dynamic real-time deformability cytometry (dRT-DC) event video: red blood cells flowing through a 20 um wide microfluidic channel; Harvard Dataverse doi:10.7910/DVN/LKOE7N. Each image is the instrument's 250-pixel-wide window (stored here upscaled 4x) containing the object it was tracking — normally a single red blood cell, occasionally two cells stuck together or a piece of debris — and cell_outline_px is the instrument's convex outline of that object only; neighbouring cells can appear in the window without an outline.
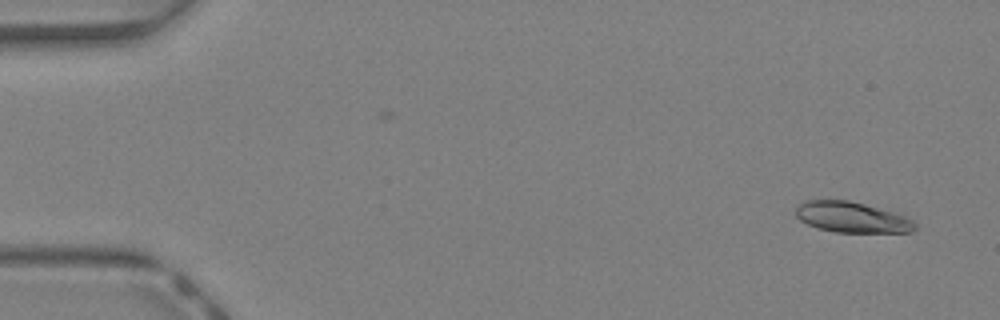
{"species": "Egyptian fruit bat (a non-hibernating species)", "species_latin": "Rousettus aegyptiacus", "temperature_condition": "warm", "stored_images_in_passage": 42, "camera_frame_rate_fps": 3000, "um_per_image_px": 0.085, "animal": {"sex": "female"}, "frame": {"image": 1, "passage_image": 1, "time_ms": 0.0, "image_size_px": [1000, 320], "cell_outline_px": [[916, 228], [912, 232], [836, 232], [816, 228], [800, 220], [796, 216], [796, 208], [804, 200], [848, 200], [864, 204], [892, 212], [904, 216], [912, 220], [916, 224]], "centroid_in_image_um": [72.38, 18.47], "position_along_channel_um": 12.6, "area_um2": 21.1}}
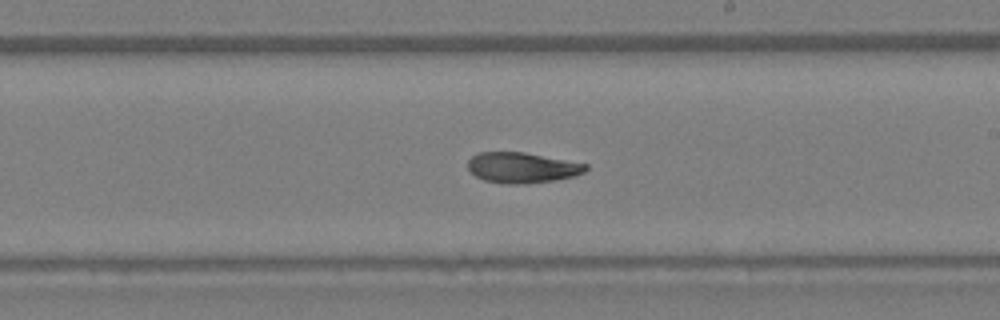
{"frame": {"image": 2, "passage_image": 24, "time_ms": 7.667, "image_size_px": [1000, 320], "cell_outline_px": [[588, 168], [584, 172], [572, 176], [552, 180], [524, 184], [508, 184], [484, 180], [476, 176], [468, 168], [468, 160], [472, 156], [480, 152], [524, 152], [588, 164]], "centroid_in_image_um": [44.36, 14.24], "position_along_channel_um": 244.6, "area_um2": 20.75}}
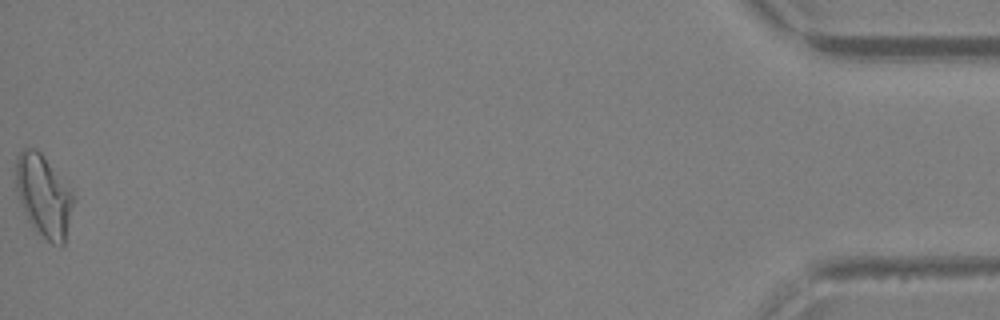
{"frame": {"image": 3, "passage_image": 42, "time_ms": 13.667, "image_size_px": [1000, 320], "cell_outline_px": [[72, 204], [64, 244], [60, 248], [52, 244], [36, 232], [28, 220], [24, 212], [16, 188], [16, 156], [24, 148], [36, 148], [40, 152], [72, 192]], "centroid_in_image_um": [3.68, 16.67], "position_along_channel_um": 431.5, "area_um2": 26.93}, "authors_computed_cell_mechanics": {"area_um2": 21.6172, "velocity_mm_per_s": 4.7778, "shape_relaxation_time_tau1_ms": 5.4005, "shape_relaxation_time_tau2_ms": 2.5797, "deformation_change_tau1": 0.1962, "deformation_change_tau2": 0.0974}}